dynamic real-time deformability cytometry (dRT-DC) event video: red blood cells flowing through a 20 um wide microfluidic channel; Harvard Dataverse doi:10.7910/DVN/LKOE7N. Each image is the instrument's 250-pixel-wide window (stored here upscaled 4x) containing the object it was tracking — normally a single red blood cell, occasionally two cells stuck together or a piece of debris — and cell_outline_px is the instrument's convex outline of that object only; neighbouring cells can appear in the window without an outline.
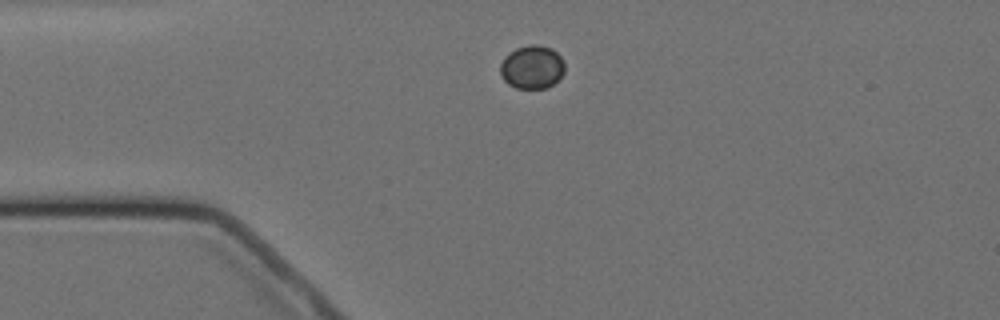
{"species": "Egyptian fruit bat (a non-hibernating species)", "species_latin": "Rousettus aegyptiacus", "temperature_condition": "cold", "stored_images_in_passage": 6, "camera_frame_rate_fps": 3000, "um_per_image_px": 0.085, "animal": {"sex": "female"}, "frame": {"image": 1, "passage_image": 1, "time_ms": 0.0, "image_size_px": [1000, 320], "cell_outline_px": [[564, 72], [548, 88], [516, 88], [508, 84], [500, 76], [500, 64], [504, 56], [508, 52], [516, 48], [532, 44], [540, 44], [552, 48], [564, 60]], "centroid_in_image_um": [45.2, 5.68], "position_along_channel_um": 39.8, "area_um2": 16.47}}
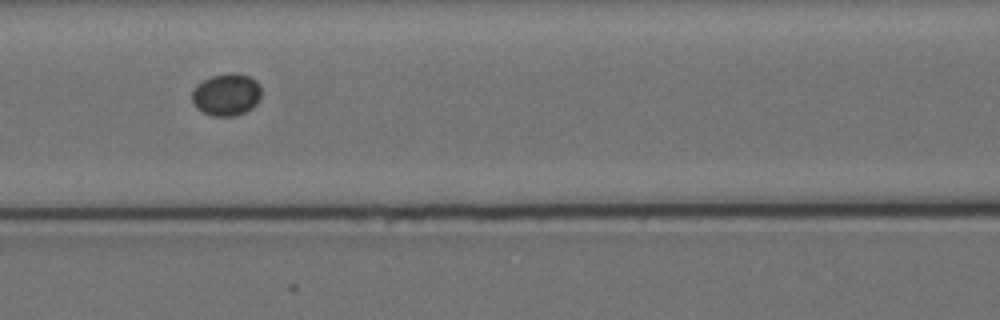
{"frame": {"image": 2, "passage_image": 4, "time_ms": 3.667, "image_size_px": [1000, 320], "cell_outline_px": [[260, 100], [252, 108], [236, 116], [212, 116], [196, 108], [192, 100], [192, 92], [204, 80], [212, 76], [232, 72], [248, 76], [256, 80], [260, 84]], "centroid_in_image_um": [19.28, 8.05], "position_along_channel_um": 147.3, "area_um2": 16.94}}
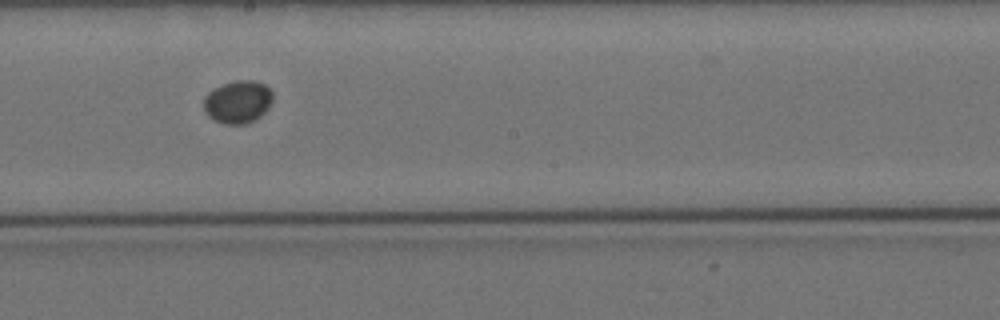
{"frame": {"image": 3, "passage_image": 6, "time_ms": 6.0, "image_size_px": [1000, 320], "cell_outline_px": [[272, 100], [268, 108], [260, 116], [244, 124], [228, 124], [216, 120], [208, 116], [204, 112], [204, 96], [212, 88], [220, 84], [236, 80], [252, 80], [264, 84], [272, 92]], "centroid_in_image_um": [20.18, 8.63], "position_along_channel_um": 228.0, "area_um2": 17.17}}